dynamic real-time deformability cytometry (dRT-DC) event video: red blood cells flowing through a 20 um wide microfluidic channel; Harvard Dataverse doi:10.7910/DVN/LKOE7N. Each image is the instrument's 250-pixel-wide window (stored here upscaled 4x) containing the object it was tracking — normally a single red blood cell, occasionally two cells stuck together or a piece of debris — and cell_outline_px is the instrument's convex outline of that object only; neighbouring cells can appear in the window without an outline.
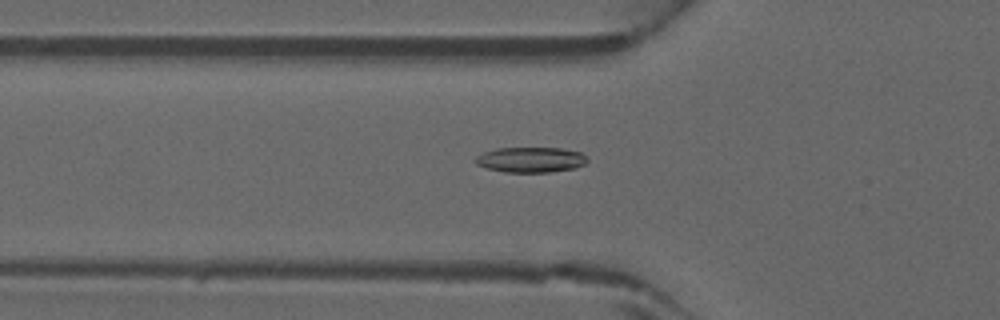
{"species": "common noctule bat (a hibernating species)", "species_latin": "Nyctalus noctula", "temperature_condition": "warm", "stored_images_in_passage": 45, "camera_frame_rate_fps": 3000, "um_per_image_px": 0.085, "animal": {"sex": "male", "forearm_length_mm": 52.5}, "frame": {"image": 1, "passage_image": 16, "time_ms": 5.0, "image_size_px": [1000, 320], "cell_outline_px": [[588, 160], [584, 164], [576, 168], [548, 172], [504, 172], [484, 168], [476, 164], [476, 156], [484, 152], [496, 148], [560, 148], [580, 152]], "centroid_in_image_um": [45.08, 13.58], "position_along_channel_um": 80.7, "area_um2": 16.47}}
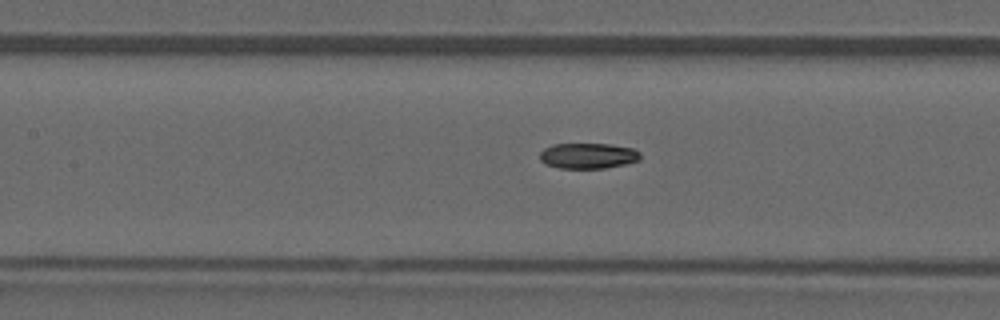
{"frame": {"image": 2, "passage_image": 21, "time_ms": 6.667, "image_size_px": [1000, 320], "cell_outline_px": [[640, 160], [628, 164], [604, 168], [560, 168], [544, 164], [540, 160], [540, 152], [544, 148], [552, 144], [612, 144], [632, 148], [640, 152]], "centroid_in_image_um": [49.99, 13.24], "position_along_channel_um": 157.4, "area_um2": 15.14}}
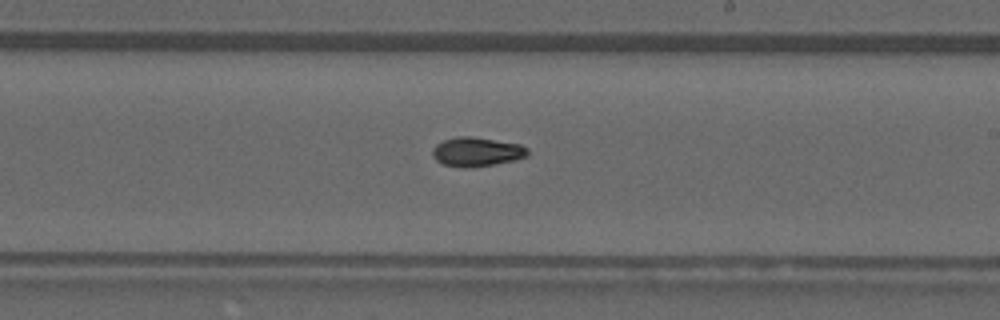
{"frame": {"image": 3, "passage_image": 27, "time_ms": 8.667, "image_size_px": [1000, 320], "cell_outline_px": [[528, 156], [496, 164], [468, 168], [460, 168], [444, 164], [436, 160], [432, 156], [432, 148], [436, 144], [444, 140], [456, 136], [472, 136], [520, 144], [528, 148]], "centroid_in_image_um": [40.5, 12.9], "position_along_channel_um": 248.5, "area_um2": 16.3}}